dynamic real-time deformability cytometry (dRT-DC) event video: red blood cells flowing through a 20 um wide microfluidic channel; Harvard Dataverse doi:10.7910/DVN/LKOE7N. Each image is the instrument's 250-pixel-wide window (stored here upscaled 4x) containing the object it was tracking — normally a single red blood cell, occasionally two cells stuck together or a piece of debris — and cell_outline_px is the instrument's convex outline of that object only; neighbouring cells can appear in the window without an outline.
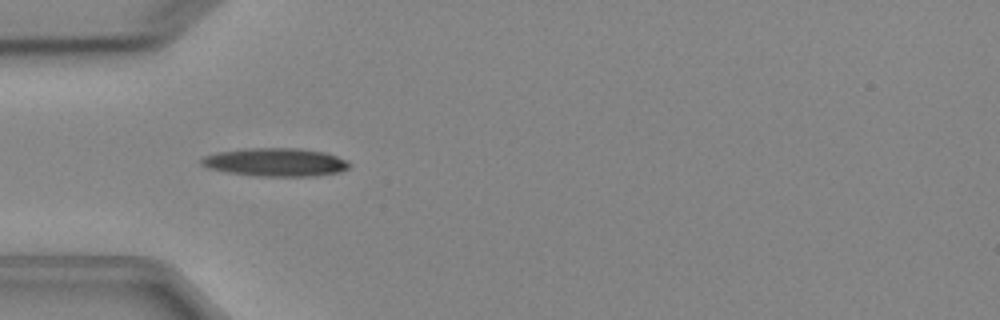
{"species": "Egyptian fruit bat (a non-hibernating species)", "species_latin": "Rousettus aegyptiacus", "temperature_condition": "cold", "stored_images_in_passage": 4, "camera_frame_rate_fps": 3000, "um_per_image_px": 0.085, "animal": {"sex": "female"}, "frame": {"image": 1, "passage_image": 3, "time_ms": 2.333, "image_size_px": [1000, 320], "cell_outline_px": [[352, 164], [348, 168], [340, 172], [312, 176], [264, 176], [228, 172], [208, 168], [200, 164], [200, 160], [204, 156], [216, 152], [248, 148], [300, 148], [324, 152], [348, 160]], "centroid_in_image_um": [23.44, 13.78], "position_along_channel_um": 61.6, "area_um2": 24.33}}